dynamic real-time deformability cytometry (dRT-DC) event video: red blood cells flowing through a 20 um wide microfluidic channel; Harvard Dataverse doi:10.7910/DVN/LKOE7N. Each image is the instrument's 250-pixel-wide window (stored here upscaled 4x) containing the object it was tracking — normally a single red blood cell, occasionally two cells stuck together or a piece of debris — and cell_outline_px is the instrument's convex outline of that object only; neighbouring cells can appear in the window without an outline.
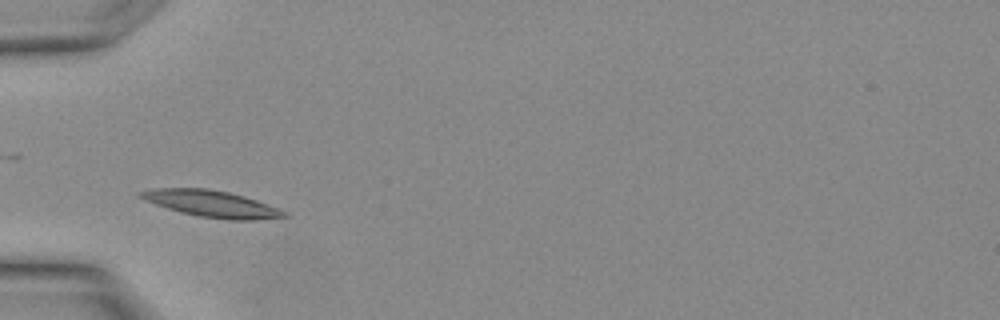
{"species": "Egyptian fruit bat (a non-hibernating species)", "species_latin": "Rousettus aegyptiacus", "temperature_condition": "warm", "stored_images_in_passage": 26, "camera_frame_rate_fps": 3000, "um_per_image_px": 0.085, "animal": {"sex": "female"}, "frame": {"image": 1, "passage_image": 5, "time_ms": 1.333, "image_size_px": [1000, 320], "cell_outline_px": [[288, 216], [252, 220], [228, 220], [200, 216], [180, 212], [144, 200], [136, 196], [136, 192], [152, 188], [208, 188], [228, 192], [244, 196], [256, 200], [288, 212]], "centroid_in_image_um": [17.93, 17.31], "position_along_channel_um": 67.1, "area_um2": 22.2}}
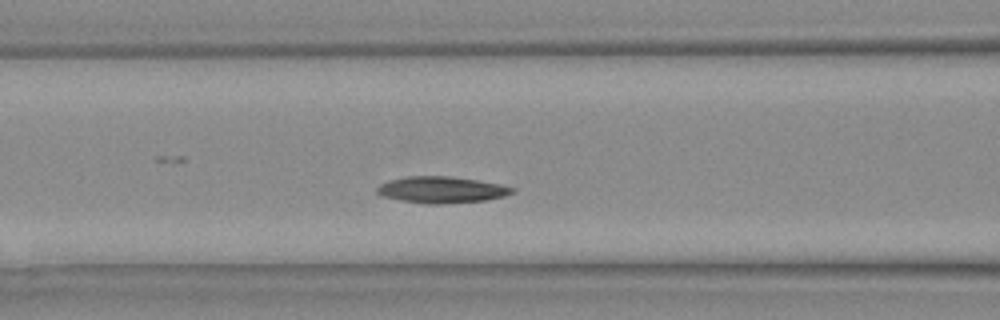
{"frame": {"image": 2, "passage_image": 8, "time_ms": 2.333, "image_size_px": [1000, 320], "cell_outline_px": [[516, 188], [512, 192], [504, 196], [484, 200], [444, 204], [424, 204], [400, 200], [380, 196], [376, 192], [376, 188], [380, 184], [392, 180], [408, 176], [448, 176], [476, 180], [500, 184]], "centroid_in_image_um": [37.5, 16.14], "position_along_channel_um": 129.1, "area_um2": 20.75}}